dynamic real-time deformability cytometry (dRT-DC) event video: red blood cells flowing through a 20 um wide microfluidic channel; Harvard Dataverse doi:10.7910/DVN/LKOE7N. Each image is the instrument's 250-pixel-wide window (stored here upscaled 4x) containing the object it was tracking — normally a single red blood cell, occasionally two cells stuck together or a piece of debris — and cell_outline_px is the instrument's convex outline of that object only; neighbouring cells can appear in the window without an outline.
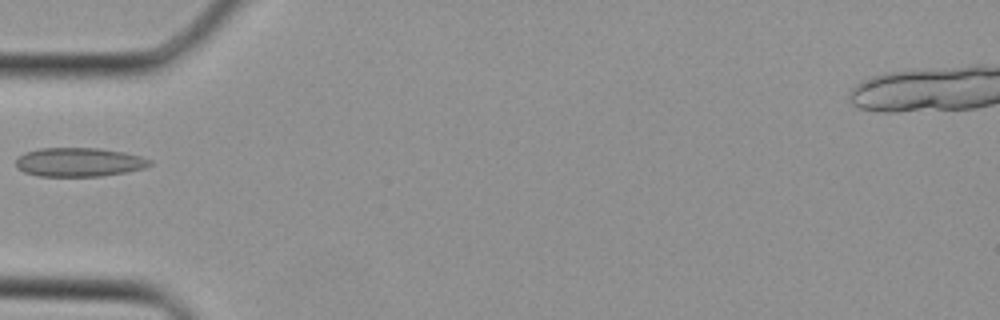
{"species": "Egyptian fruit bat (a non-hibernating species)", "species_latin": "Rousettus aegyptiacus", "temperature_condition": "cold", "stored_images_in_passage": 24, "camera_frame_rate_fps": 3000, "um_per_image_px": 0.085, "animal": {"sex": "female"}, "frame": {"image": 1, "passage_image": 1, "time_ms": 0.0, "image_size_px": [1000, 320], "cell_outline_px": [[152, 164], [144, 168], [128, 172], [100, 176], [40, 176], [24, 172], [16, 168], [16, 160], [24, 152], [40, 148], [100, 148], [124, 152], [140, 156], [152, 160]], "centroid_in_image_um": [6.73, 13.78], "position_along_channel_um": 78.3, "area_um2": 22.66}}
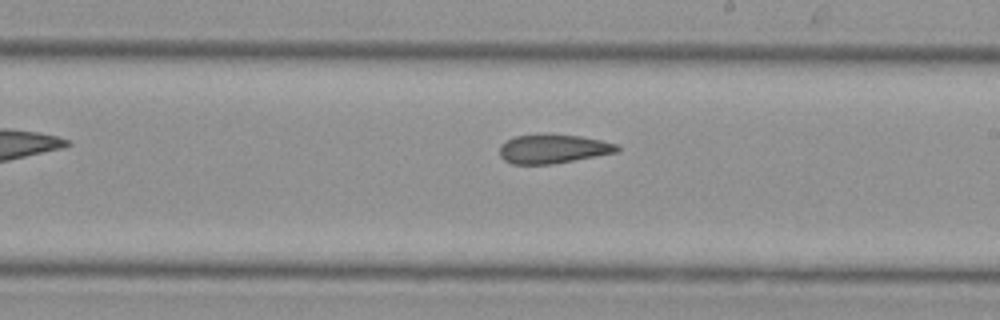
{"frame": {"image": 2, "passage_image": 10, "time_ms": 3.0, "image_size_px": [1000, 320], "cell_outline_px": [[620, 148], [616, 152], [552, 164], [512, 164], [504, 160], [500, 156], [500, 144], [512, 136], [580, 136], [600, 140], [616, 144]], "centroid_in_image_um": [46.96, 12.68], "position_along_channel_um": 242.0, "area_um2": 19.19}}
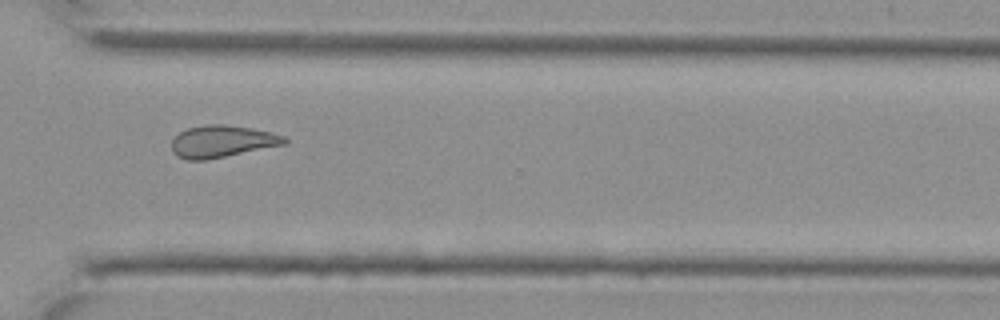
{"frame": {"image": 3, "passage_image": 16, "time_ms": 5.0, "image_size_px": [1000, 320], "cell_outline_px": [[288, 144], [208, 160], [188, 160], [176, 156], [172, 152], [172, 140], [180, 132], [188, 128], [208, 124], [224, 124], [248, 128], [268, 132], [284, 136], [288, 140]], "centroid_in_image_um": [18.87, 12.04], "position_along_channel_um": 351.7, "area_um2": 21.1}}